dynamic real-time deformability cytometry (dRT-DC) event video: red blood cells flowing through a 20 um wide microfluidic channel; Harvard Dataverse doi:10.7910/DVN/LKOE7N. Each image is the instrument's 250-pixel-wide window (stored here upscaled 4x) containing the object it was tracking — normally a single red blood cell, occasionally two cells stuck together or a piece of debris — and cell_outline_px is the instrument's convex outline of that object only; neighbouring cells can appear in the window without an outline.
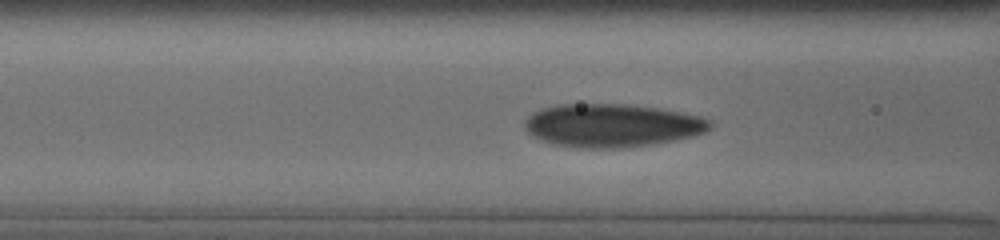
{"species": "human", "species_latin": "Homo sapiens", "temperature_condition": "cold", "stored_images_in_passage": 12, "camera_frame_rate_fps": 3000, "um_per_image_px": 0.085, "donor": {"sex": "male"}, "frame": {"image": 1, "passage_image": 9, "time_ms": 4.0, "image_size_px": [1000, 240], "cell_outline_px": [[712, 124], [704, 132], [692, 136], [676, 140], [652, 144], [620, 148], [580, 148], [552, 144], [532, 136], [528, 132], [524, 124], [524, 120], [532, 112], [540, 108], [556, 104], [624, 104], [656, 108], [700, 116], [708, 120]], "centroid_in_image_um": [51.94, 10.66], "position_along_channel_um": 114.7, "area_um2": 46.59}}